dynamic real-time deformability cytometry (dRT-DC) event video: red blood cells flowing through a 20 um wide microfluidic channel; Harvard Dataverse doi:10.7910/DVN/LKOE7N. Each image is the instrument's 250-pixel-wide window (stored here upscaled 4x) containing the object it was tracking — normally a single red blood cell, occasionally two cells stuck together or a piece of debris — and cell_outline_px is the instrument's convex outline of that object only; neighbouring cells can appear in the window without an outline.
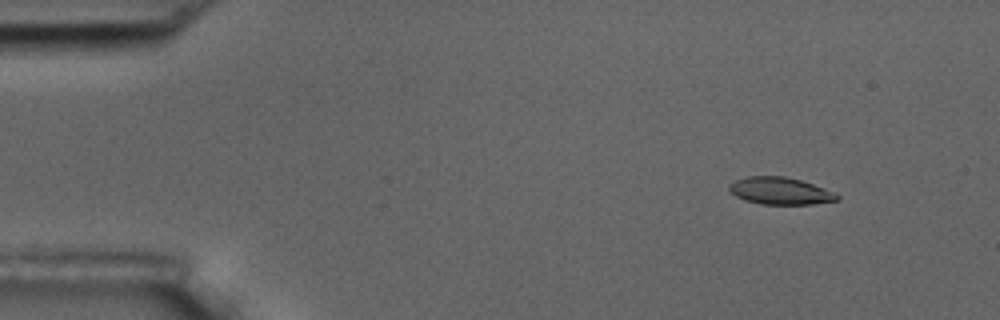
{"species": "common noctule bat (a hibernating species)", "species_latin": "Nyctalus noctula", "temperature_condition": "room temperature", "stored_images_in_passage": 5, "camera_frame_rate_fps": 3000, "um_per_image_px": 0.085, "animal": {"sex": "male", "body_mass_g": 17.5, "forearm_length_mm": 52.3}, "frame": {"image": 1, "passage_image": 2, "time_ms": 1.0, "image_size_px": [1000, 320], "cell_outline_px": [[840, 196], [836, 200], [812, 204], [760, 204], [744, 200], [736, 196], [728, 188], [728, 184], [736, 180], [748, 176], [784, 176], [800, 180], [836, 192]], "centroid_in_image_um": [66.3, 16.22], "position_along_channel_um": 18.7, "area_um2": 16.99}}
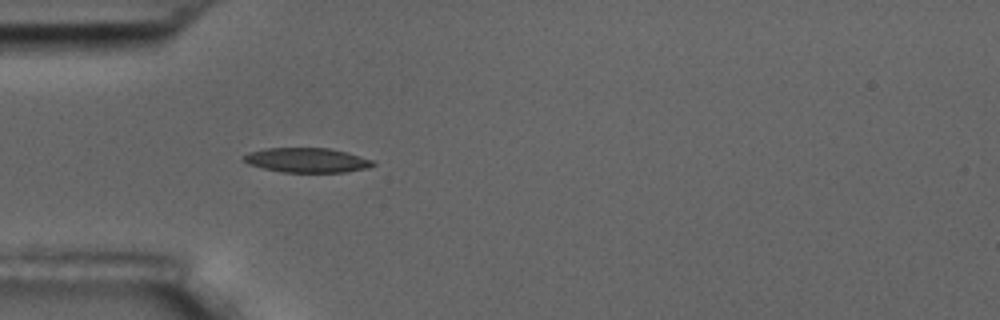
{"frame": {"image": 2, "passage_image": 5, "time_ms": 4.667, "image_size_px": [1000, 320], "cell_outline_px": [[376, 164], [368, 168], [344, 172], [284, 172], [264, 168], [248, 164], [240, 160], [240, 156], [248, 152], [264, 148], [328, 148], [348, 152], [372, 160]], "centroid_in_image_um": [26.03, 13.61], "position_along_channel_um": 59.0, "area_um2": 18.67}}